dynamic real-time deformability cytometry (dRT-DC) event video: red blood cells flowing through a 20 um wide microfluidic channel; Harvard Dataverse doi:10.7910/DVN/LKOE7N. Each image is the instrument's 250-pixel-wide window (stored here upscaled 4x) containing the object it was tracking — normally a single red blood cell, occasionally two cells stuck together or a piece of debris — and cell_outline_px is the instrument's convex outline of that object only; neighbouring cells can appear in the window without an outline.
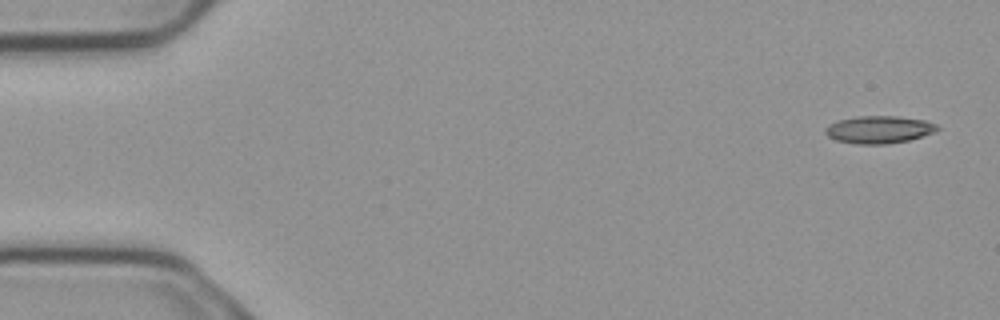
{"species": "common noctule bat (a hibernating species)", "species_latin": "Nyctalus noctula", "temperature_condition": "cold", "stored_images_in_passage": 6, "camera_frame_rate_fps": 3000, "um_per_image_px": 0.085, "animal": {"sex": "male", "body_mass_g": 23.1, "forearm_length_mm": 52.7}, "frame": {"image": 1, "passage_image": 1, "time_ms": 0.0, "image_size_px": [1000, 320], "cell_outline_px": [[940, 128], [936, 132], [908, 140], [884, 144], [856, 144], [836, 140], [828, 136], [824, 132], [832, 124], [840, 120], [860, 116], [896, 116], [924, 120], [936, 124]], "centroid_in_image_um": [74.76, 11.02], "position_along_channel_um": 10.2, "area_um2": 17.63}}
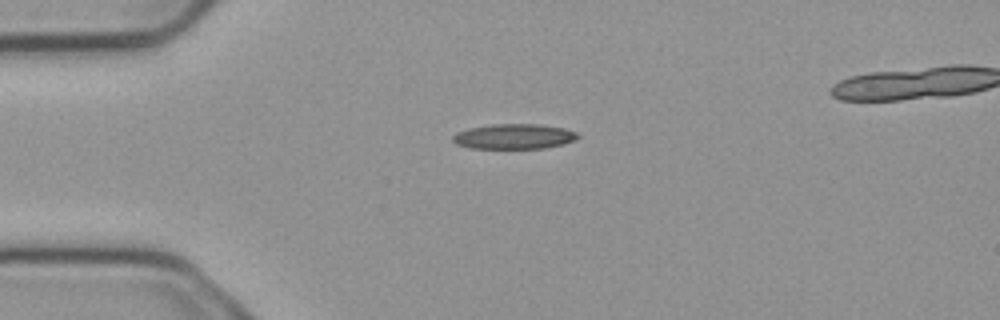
{"frame": {"image": 2, "passage_image": 4, "time_ms": 1.0, "image_size_px": [1000, 320], "cell_outline_px": [[580, 136], [576, 140], [564, 144], [544, 148], [472, 148], [456, 144], [452, 140], [452, 136], [456, 132], [468, 128], [488, 124], [540, 124], [564, 128], [576, 132]], "centroid_in_image_um": [43.69, 11.59], "position_along_channel_um": 41.3, "area_um2": 18.44}}
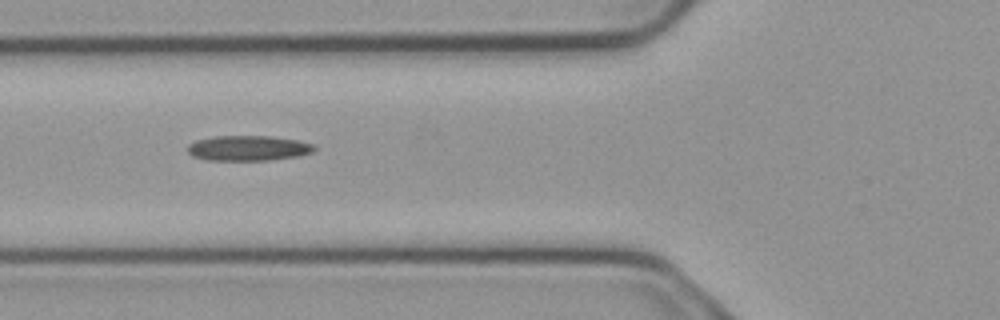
{"frame": {"image": 3, "passage_image": 6, "time_ms": 1.667, "image_size_px": [1000, 320], "cell_outline_px": [[316, 148], [312, 152], [300, 156], [268, 160], [208, 160], [192, 156], [188, 152], [188, 144], [196, 140], [216, 136], [272, 136], [296, 140], [312, 144]], "centroid_in_image_um": [21.09, 12.59], "position_along_channel_um": 104.7, "area_um2": 18.55}}